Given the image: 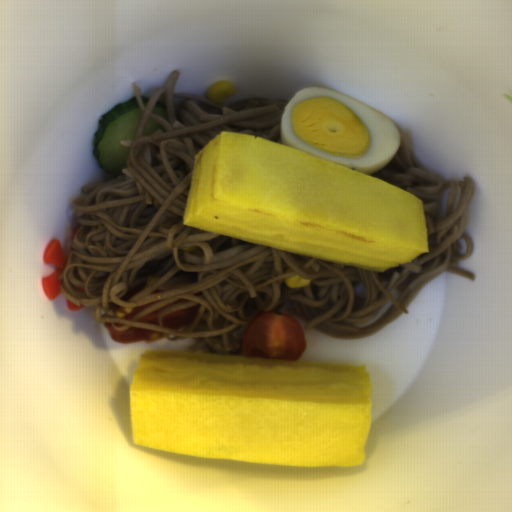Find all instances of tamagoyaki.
<instances>
[{"label": "tamagoyaki", "instance_id": "tamagoyaki-1", "mask_svg": "<svg viewBox=\"0 0 512 512\" xmlns=\"http://www.w3.org/2000/svg\"><path fill=\"white\" fill-rule=\"evenodd\" d=\"M133 445L271 466L353 467L371 432L365 365L143 351L129 386Z\"/></svg>", "mask_w": 512, "mask_h": 512}, {"label": "tamagoyaki", "instance_id": "tamagoyaki-2", "mask_svg": "<svg viewBox=\"0 0 512 512\" xmlns=\"http://www.w3.org/2000/svg\"><path fill=\"white\" fill-rule=\"evenodd\" d=\"M183 225L379 274L429 252L412 192L225 130L194 155Z\"/></svg>", "mask_w": 512, "mask_h": 512}]
</instances>
